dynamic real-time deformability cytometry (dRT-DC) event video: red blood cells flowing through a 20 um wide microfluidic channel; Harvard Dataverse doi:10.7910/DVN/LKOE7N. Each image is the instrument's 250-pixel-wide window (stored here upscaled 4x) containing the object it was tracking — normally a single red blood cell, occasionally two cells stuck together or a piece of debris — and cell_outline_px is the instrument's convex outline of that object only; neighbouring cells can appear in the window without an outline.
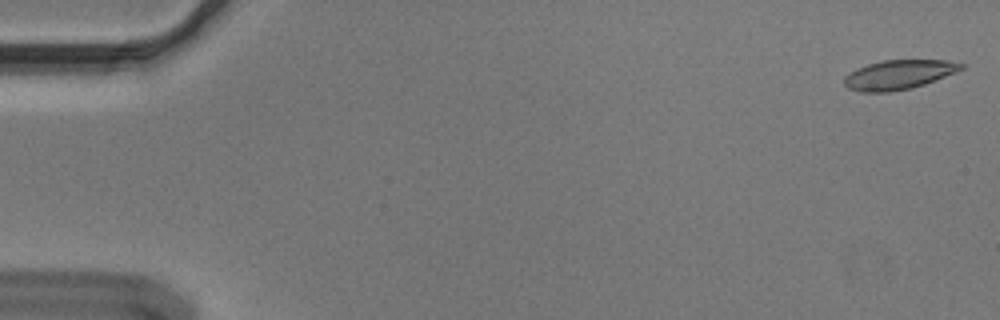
{"species": "Egyptian fruit bat (a non-hibernating species)", "species_latin": "Rousettus aegyptiacus", "temperature_condition": "cold", "stored_images_in_passage": 12, "camera_frame_rate_fps": 3000, "um_per_image_px": 0.085, "animal": {"sex": "male"}, "frame": {"image": 1, "passage_image": 1, "time_ms": 0.0, "image_size_px": [1000, 320], "cell_outline_px": [[964, 68], [956, 72], [924, 84], [912, 88], [892, 92], [860, 92], [848, 88], [844, 84], [844, 76], [868, 64], [884, 60], [948, 60], [964, 64]], "centroid_in_image_um": [76.4, 6.35], "position_along_channel_um": 8.6, "area_um2": 19.88}}